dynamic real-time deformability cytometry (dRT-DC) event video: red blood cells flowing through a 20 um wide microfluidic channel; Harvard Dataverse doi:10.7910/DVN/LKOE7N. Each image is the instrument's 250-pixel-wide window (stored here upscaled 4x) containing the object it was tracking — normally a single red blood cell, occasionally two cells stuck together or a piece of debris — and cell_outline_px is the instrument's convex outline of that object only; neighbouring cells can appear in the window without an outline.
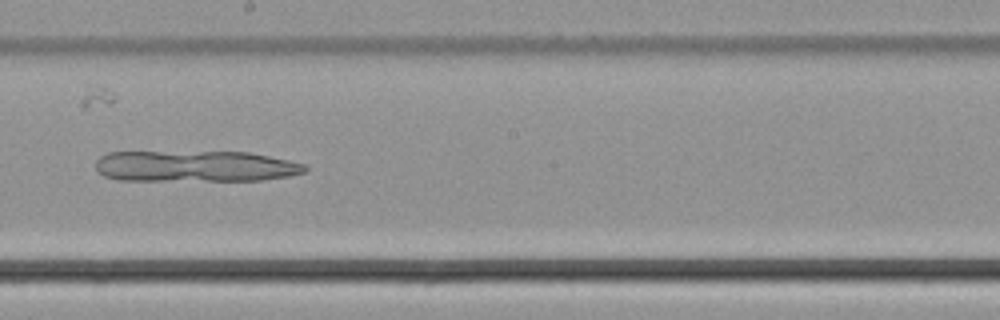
{"species": "common noctule bat (a hibernating species)", "species_latin": "Nyctalus noctula", "temperature_condition": "cold", "stored_images_in_passage": 49, "camera_frame_rate_fps": 3000, "um_per_image_px": 0.085, "animal": {"sex": "male", "body_mass_g": 21.5, "forearm_length_mm": 52.0}, "frame": {"image": 1, "passage_image": 28, "time_ms": 9.0, "image_size_px": [1000, 320], "cell_outline_px": [[308, 168], [304, 172], [288, 176], [260, 180], [120, 180], [104, 176], [96, 172], [96, 160], [100, 156], [108, 152], [248, 152], [288, 160], [304, 164]], "centroid_in_image_um": [16.55, 14.13], "position_along_channel_um": 231.6, "area_um2": 37.92}}